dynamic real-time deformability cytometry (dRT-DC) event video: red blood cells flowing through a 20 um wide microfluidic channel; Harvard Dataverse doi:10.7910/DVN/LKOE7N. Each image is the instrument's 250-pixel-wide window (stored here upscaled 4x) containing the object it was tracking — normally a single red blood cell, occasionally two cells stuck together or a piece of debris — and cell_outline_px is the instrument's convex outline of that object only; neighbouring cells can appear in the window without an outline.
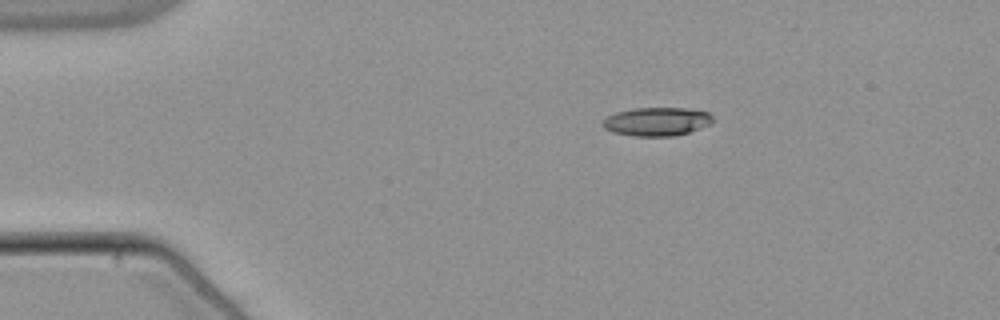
{"species": "common noctule bat (a hibernating species)", "species_latin": "Nyctalus noctula", "temperature_condition": "warm", "stored_images_in_passage": 45, "camera_frame_rate_fps": 3000, "um_per_image_px": 0.085, "animal": {"sex": "male", "body_mass_g": 21.5, "forearm_length_mm": 52.0}, "frame": {"image": 1, "passage_image": 1, "time_ms": 0.0, "image_size_px": [1000, 320], "cell_outline_px": [[712, 120], [708, 124], [700, 128], [676, 136], [632, 136], [612, 132], [604, 128], [600, 124], [608, 116], [616, 112], [632, 108], [688, 108], [708, 112], [712, 116]], "centroid_in_image_um": [55.79, 10.33], "position_along_channel_um": 29.2, "area_um2": 18.32}}
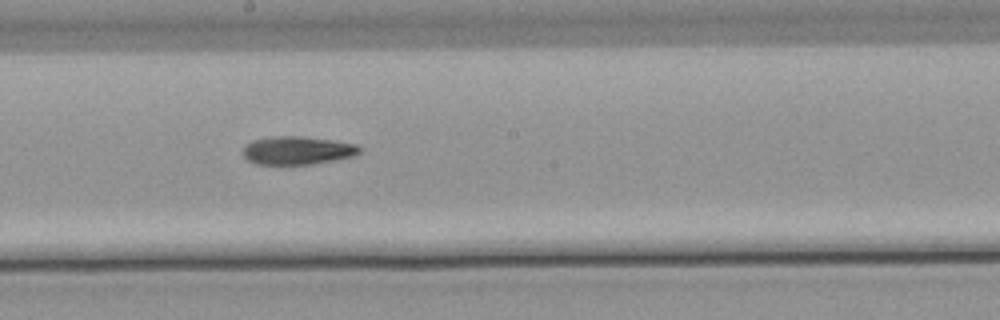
{"frame": {"image": 2, "passage_image": 21, "time_ms": 6.667, "image_size_px": [1000, 320], "cell_outline_px": [[364, 148], [356, 156], [312, 164], [256, 164], [248, 160], [244, 156], [244, 148], [252, 140], [272, 136], [300, 136], [332, 140], [356, 144]], "centroid_in_image_um": [25.33, 12.78], "position_along_channel_um": 222.9, "area_um2": 19.19}}
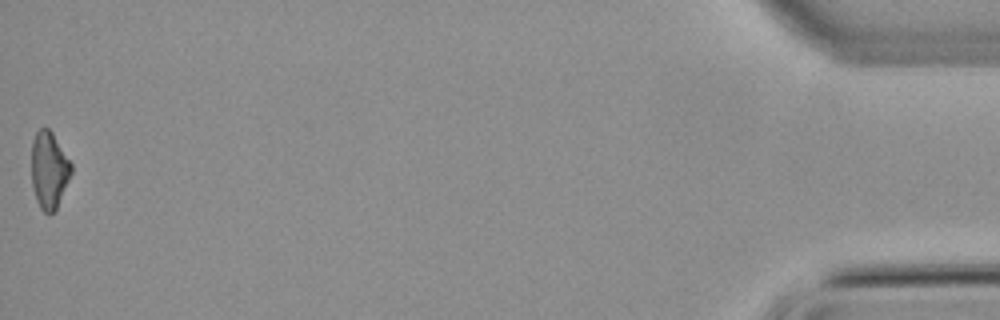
{"frame": {"image": 3, "passage_image": 45, "time_ms": 14.667, "image_size_px": [1000, 320], "cell_outline_px": [[72, 172], [56, 208], [52, 212], [44, 212], [40, 208], [36, 200], [32, 184], [32, 140], [36, 132], [40, 128], [48, 128], [52, 132], [72, 164]], "centroid_in_image_um": [4.16, 14.43], "position_along_channel_um": 431.0, "area_um2": 17.57}, "authors_computed_cell_mechanics": {"area_um2": 18.9584, "velocity_mm_per_s": 3.8371, "shape_relaxation_time_tau1_ms": null, "shape_relaxation_time_tau2_ms": 6.612, "deformation_change_tau1": null, "deformation_change_tau2": 0.1784}}